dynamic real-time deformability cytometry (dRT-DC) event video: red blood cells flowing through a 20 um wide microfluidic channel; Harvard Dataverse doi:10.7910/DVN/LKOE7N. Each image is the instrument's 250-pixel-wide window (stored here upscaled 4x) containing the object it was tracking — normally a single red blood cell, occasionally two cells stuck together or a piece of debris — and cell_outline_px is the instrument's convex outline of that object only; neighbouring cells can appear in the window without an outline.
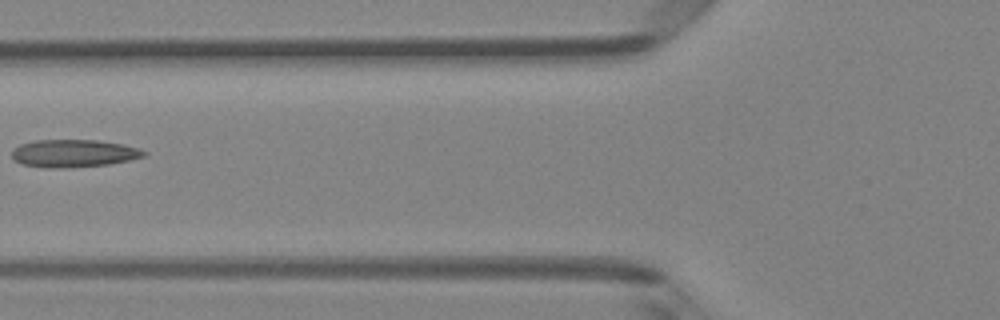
{"species": "Egyptian fruit bat (a non-hibernating species)", "species_latin": "Rousettus aegyptiacus", "temperature_condition": "room temperature", "stored_images_in_passage": 5, "camera_frame_rate_fps": 3000, "um_per_image_px": 0.085, "animal": {"sex": "female"}, "frame": {"image": 1, "passage_image": 5, "time_ms": 4.667, "image_size_px": [1000, 320], "cell_outline_px": [[148, 152], [144, 156], [128, 160], [108, 164], [68, 168], [44, 168], [20, 164], [12, 156], [12, 148], [20, 144], [36, 140], [96, 140], [120, 144], [140, 148]], "centroid_in_image_um": [6.23, 13.04], "position_along_channel_um": 119.6, "area_um2": 21.33}}